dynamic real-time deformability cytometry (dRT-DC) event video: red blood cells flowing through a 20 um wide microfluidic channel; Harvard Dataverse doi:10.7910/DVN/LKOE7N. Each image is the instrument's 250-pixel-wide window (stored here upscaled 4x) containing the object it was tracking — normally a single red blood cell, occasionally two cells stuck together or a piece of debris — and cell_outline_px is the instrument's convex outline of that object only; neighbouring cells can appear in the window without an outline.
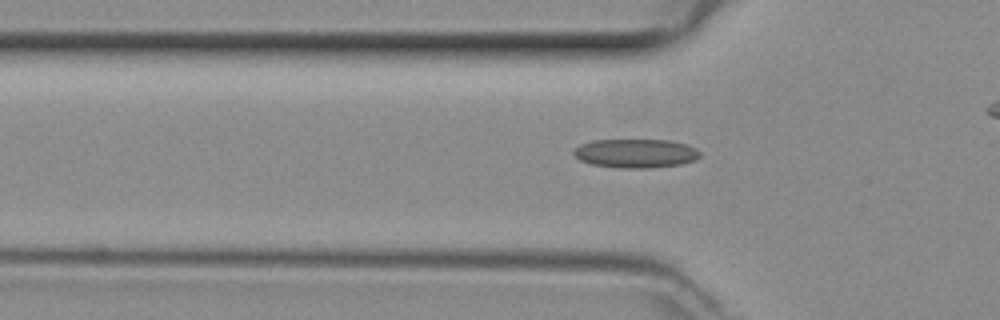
{"species": "common noctule bat (a hibernating species)", "species_latin": "Nyctalus noctula", "temperature_condition": "room temperature", "stored_images_in_passage": 32, "camera_frame_rate_fps": 3000, "um_per_image_px": 0.085, "animal": {"sex": "female", "body_mass_g": 29.2, "forearm_length_mm": 56.3}, "frame": {"image": 1, "passage_image": 8, "time_ms": 2.333, "image_size_px": [1000, 320], "cell_outline_px": [[700, 156], [692, 160], [680, 164], [648, 168], [620, 168], [592, 164], [580, 160], [572, 152], [572, 148], [580, 144], [592, 140], [668, 140], [688, 144], [696, 148], [700, 152]], "centroid_in_image_um": [54.0, 13.02], "position_along_channel_um": 71.8, "area_um2": 21.27}}
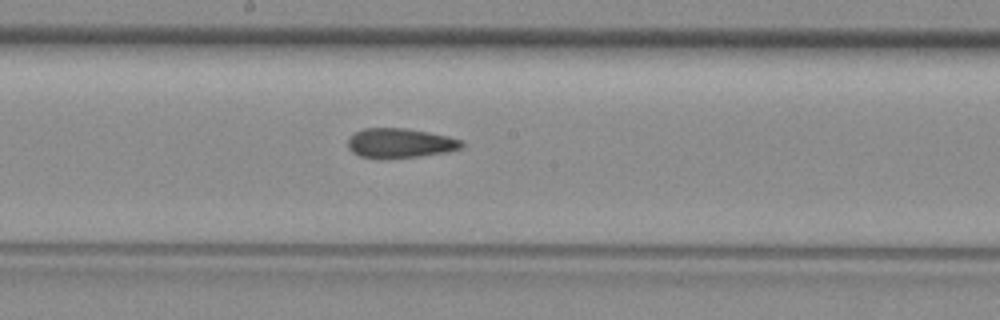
{"frame": {"image": 2, "passage_image": 18, "time_ms": 5.667, "image_size_px": [1000, 320], "cell_outline_px": [[464, 144], [460, 148], [444, 152], [420, 156], [360, 156], [352, 152], [348, 148], [348, 140], [356, 132], [364, 128], [408, 128], [448, 136], [460, 140]], "centroid_in_image_um": [34.01, 12.12], "position_along_channel_um": 214.2, "area_um2": 18.84}}
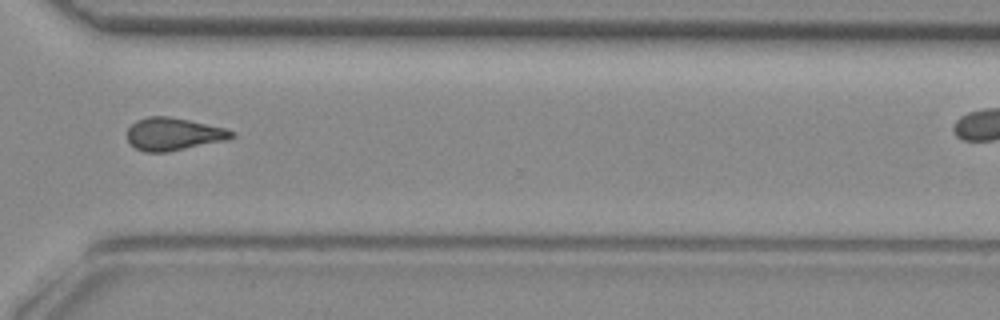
{"frame": {"image": 3, "passage_image": 28, "time_ms": 9.0, "image_size_px": [1000, 320], "cell_outline_px": [[236, 136], [228, 140], [168, 152], [144, 152], [136, 148], [128, 140], [128, 128], [136, 120], [148, 116], [168, 116], [188, 120], [224, 128], [236, 132]], "centroid_in_image_um": [14.77, 11.4], "position_along_channel_um": 355.8, "area_um2": 19.88}}